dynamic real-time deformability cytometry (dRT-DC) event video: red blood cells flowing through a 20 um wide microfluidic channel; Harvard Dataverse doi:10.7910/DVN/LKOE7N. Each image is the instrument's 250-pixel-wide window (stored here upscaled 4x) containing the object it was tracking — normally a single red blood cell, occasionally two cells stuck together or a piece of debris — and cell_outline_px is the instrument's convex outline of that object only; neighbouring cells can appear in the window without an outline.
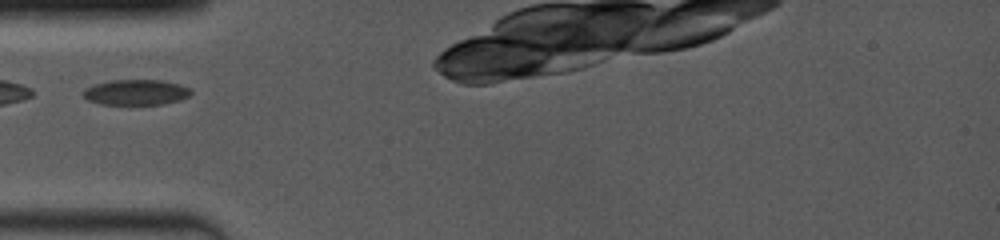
{"species": "common noctule bat (a hibernating species)", "species_latin": "Nyctalus noctula", "temperature_condition": "room temperature", "stored_images_in_passage": 17, "camera_frame_rate_fps": 4000, "um_per_image_px": 0.085, "animal": {"sex": "female", "body_mass_g": 19.0, "forearm_length_mm": 53.3}, "frame": {"image": 1, "passage_image": 1, "time_ms": 0.0, "image_size_px": [1000, 240], "cell_outline_px": [[192, 92], [188, 96], [180, 100], [164, 104], [100, 104], [88, 100], [84, 96], [84, 88], [96, 84], [112, 80], [164, 80], [180, 84], [188, 88]], "centroid_in_image_um": [11.58, 7.84], "position_along_channel_um": 73.4, "area_um2": 15.9}}